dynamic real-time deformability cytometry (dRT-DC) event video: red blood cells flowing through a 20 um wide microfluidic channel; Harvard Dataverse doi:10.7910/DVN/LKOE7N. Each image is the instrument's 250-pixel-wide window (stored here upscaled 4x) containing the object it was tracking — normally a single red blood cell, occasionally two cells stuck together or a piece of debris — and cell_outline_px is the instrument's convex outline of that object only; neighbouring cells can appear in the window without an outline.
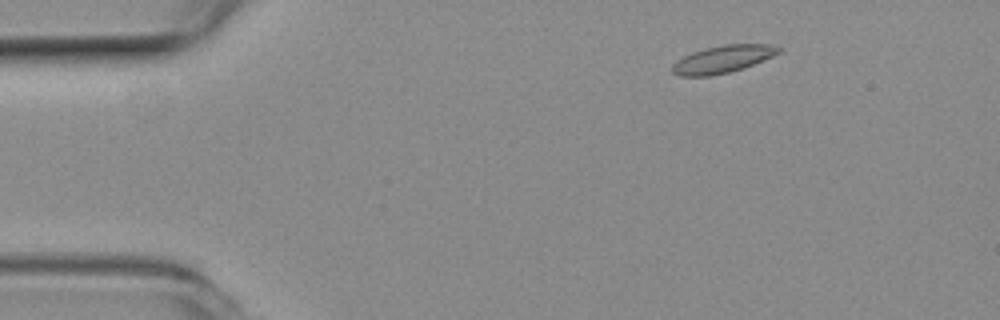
{"species": "common noctule bat (a hibernating species)", "species_latin": "Nyctalus noctula", "temperature_condition": "room temperature", "stored_images_in_passage": 48, "camera_frame_rate_fps": 3000, "um_per_image_px": 0.085, "animal": {"sex": "female", "body_mass_g": 19.3, "forearm_length_mm": 54.1}, "frame": {"image": 1, "passage_image": 1, "time_ms": 0.0, "image_size_px": [1000, 320], "cell_outline_px": [[784, 48], [780, 52], [772, 56], [744, 68], [728, 72], [708, 76], [680, 76], [672, 72], [672, 64], [676, 60], [692, 52], [704, 48], [724, 44], [768, 44]], "centroid_in_image_um": [61.43, 5.02], "position_along_channel_um": 23.6, "area_um2": 16.99}}
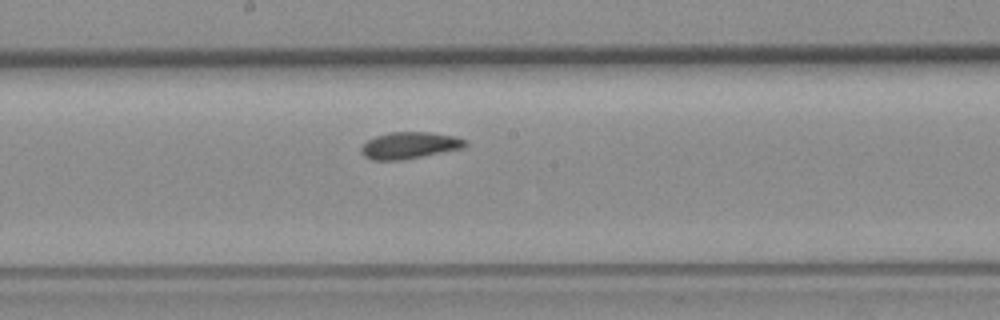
{"frame": {"image": 2, "passage_image": 22, "time_ms": 7.0, "image_size_px": [1000, 320], "cell_outline_px": [[468, 144], [464, 148], [400, 160], [372, 160], [364, 156], [360, 152], [360, 148], [368, 140], [376, 136], [388, 132], [428, 132], [456, 136], [468, 140]], "centroid_in_image_um": [34.83, 12.35], "position_along_channel_um": 213.4, "area_um2": 16.24}}
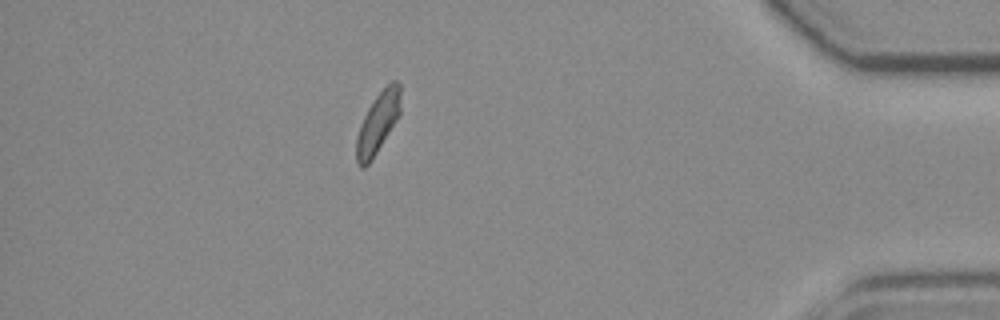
{"frame": {"image": 3, "passage_image": 41, "time_ms": 13.333, "image_size_px": [1000, 320], "cell_outline_px": [[400, 112], [396, 120], [372, 160], [364, 168], [360, 168], [356, 160], [356, 136], [360, 124], [368, 108], [376, 96], [392, 80], [396, 80], [400, 84]], "centroid_in_image_um": [32.1, 10.46], "position_along_channel_um": 403.1, "area_um2": 15.49}, "authors_computed_cell_mechanics": {"area_um2": 15.7794, "velocity_mm_per_s": 3.7781, "shape_relaxation_time_tau1_ms": null, "shape_relaxation_time_tau2_ms": 1.9775, "deformation_change_tau1": null, "deformation_change_tau2": 0.0543}}